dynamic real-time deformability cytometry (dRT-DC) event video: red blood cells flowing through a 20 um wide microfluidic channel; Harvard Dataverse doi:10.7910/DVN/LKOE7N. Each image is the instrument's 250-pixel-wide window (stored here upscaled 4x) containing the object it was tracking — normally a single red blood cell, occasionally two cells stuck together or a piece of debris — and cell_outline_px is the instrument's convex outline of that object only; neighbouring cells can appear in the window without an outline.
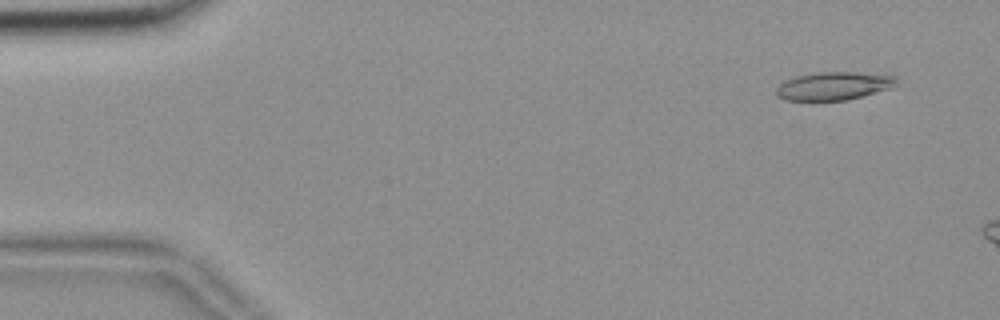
{"species": "common noctule bat (a hibernating species)", "species_latin": "Nyctalus noctula", "temperature_condition": "room temperature", "stored_images_in_passage": 10, "camera_frame_rate_fps": 3000, "um_per_image_px": 0.085, "animal": {"sex": "female", "body_mass_g": 18.4}, "frame": {"image": 1, "passage_image": 4, "time_ms": 1.0, "image_size_px": [1000, 320], "cell_outline_px": [[896, 84], [892, 88], [848, 100], [816, 104], [784, 100], [776, 96], [776, 88], [784, 80], [796, 76], [820, 72], [848, 72], [896, 76]], "centroid_in_image_um": [70.77, 7.37], "position_along_channel_um": 14.2, "area_um2": 20.52}}